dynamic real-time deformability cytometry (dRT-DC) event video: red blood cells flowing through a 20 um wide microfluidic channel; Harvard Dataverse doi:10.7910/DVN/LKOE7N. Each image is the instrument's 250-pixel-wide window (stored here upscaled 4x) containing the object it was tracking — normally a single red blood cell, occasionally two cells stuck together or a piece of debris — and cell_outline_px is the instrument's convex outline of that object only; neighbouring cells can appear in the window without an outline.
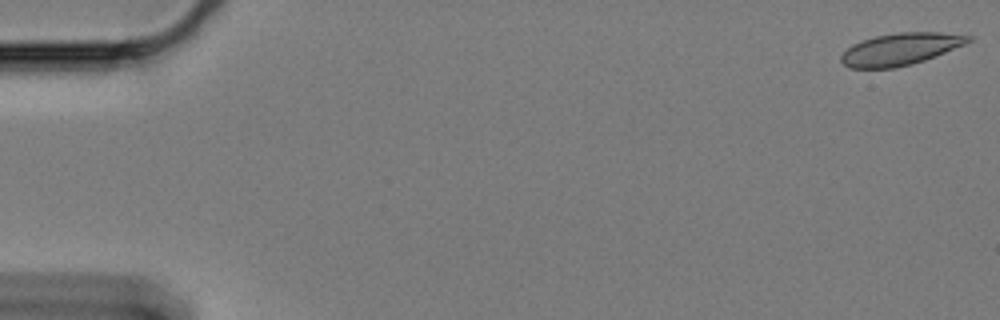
{"species": "Egyptian fruit bat (a non-hibernating species)", "species_latin": "Rousettus aegyptiacus", "temperature_condition": "cold", "stored_images_in_passage": 61, "camera_frame_rate_fps": 3000, "um_per_image_px": 0.085, "animal": {"sex": "female"}, "frame": {"image": 1, "passage_image": 1, "time_ms": 0.0, "image_size_px": [1000, 320], "cell_outline_px": [[972, 40], [964, 44], [924, 60], [892, 68], [848, 68], [840, 60], [840, 56], [852, 44], [876, 36], [896, 32], [940, 32], [972, 36]], "centroid_in_image_um": [76.5, 4.16], "position_along_channel_um": 8.5, "area_um2": 23.35}}
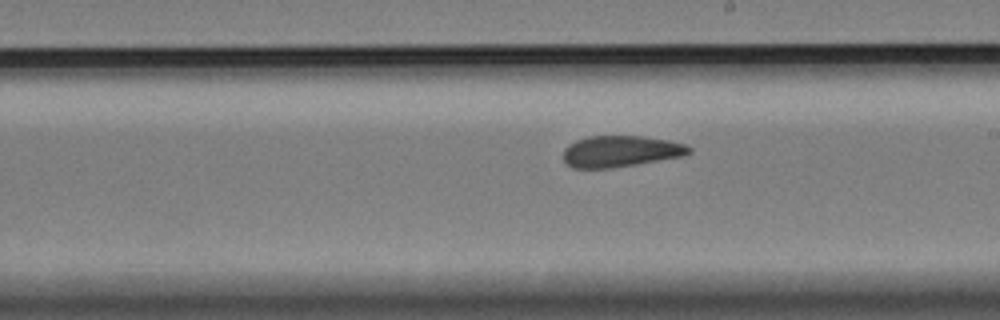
{"frame": {"image": 2, "passage_image": 35, "time_ms": 11.333, "image_size_px": [1000, 320], "cell_outline_px": [[692, 152], [680, 156], [636, 164], [608, 168], [572, 168], [564, 160], [564, 148], [568, 144], [576, 140], [588, 136], [644, 136], [668, 140], [684, 144], [692, 148]], "centroid_in_image_um": [52.72, 12.85], "position_along_channel_um": 236.3, "area_um2": 22.77}}
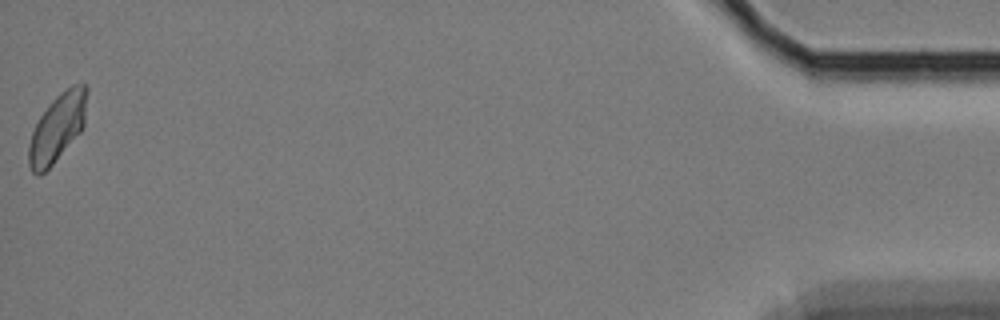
{"frame": {"image": 3, "passage_image": 61, "time_ms": 20.0, "image_size_px": [1000, 320], "cell_outline_px": [[88, 92], [84, 124], [80, 132], [52, 164], [40, 176], [36, 176], [32, 172], [28, 164], [28, 144], [32, 132], [40, 116], [52, 100], [60, 92], [72, 84], [88, 84]], "centroid_in_image_um": [4.88, 10.84], "position_along_channel_um": 430.3, "area_um2": 23.06}, "authors_computed_cell_mechanics": {"area_um2": 23.698, "velocity_mm_per_s": 3.2806, "shape_relaxation_time_tau1_ms": 7.0263, "shape_relaxation_time_tau2_ms": 2.0157, "deformation_change_tau1": 0.1129, "deformation_change_tau2": 0.0609}}